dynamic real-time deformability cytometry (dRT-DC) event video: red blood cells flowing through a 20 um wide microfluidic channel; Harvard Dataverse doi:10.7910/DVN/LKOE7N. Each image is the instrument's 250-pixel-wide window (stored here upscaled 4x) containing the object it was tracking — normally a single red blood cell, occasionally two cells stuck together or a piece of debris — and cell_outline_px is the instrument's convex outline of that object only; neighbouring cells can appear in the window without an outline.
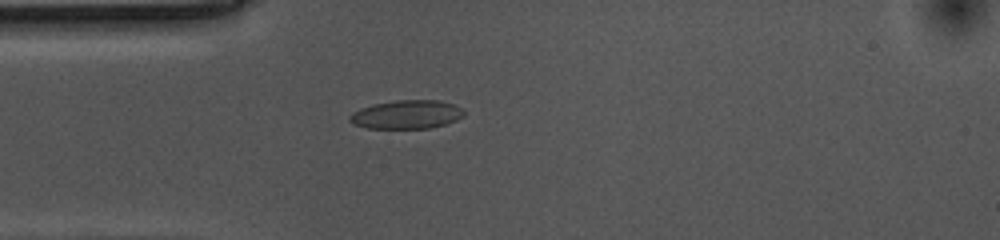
{"species": "common noctule bat (a hibernating species)", "species_latin": "Nyctalus noctula", "temperature_condition": "cold", "stored_images_in_passage": 25, "camera_frame_rate_fps": 3000, "um_per_image_px": 0.085, "animal": {"sex": "female", "body_mass_g": 10.0, "forearm_length_mm": 53.1}, "frame": {"image": 1, "passage_image": 3, "time_ms": 0.667, "image_size_px": [1000, 240], "cell_outline_px": [[464, 116], [456, 120], [444, 124], [428, 128], [368, 128], [352, 124], [348, 120], [348, 116], [352, 112], [360, 108], [372, 104], [396, 100], [440, 100], [456, 104], [464, 108]], "centroid_in_image_um": [34.56, 9.72], "position_along_channel_um": 50.4, "area_um2": 19.31}}
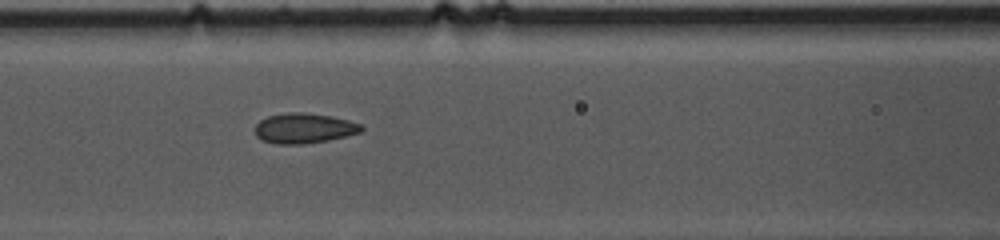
{"frame": {"image": 2, "passage_image": 11, "time_ms": 3.333, "image_size_px": [1000, 240], "cell_outline_px": [[364, 128], [360, 132], [328, 140], [304, 144], [276, 144], [264, 140], [256, 136], [256, 124], [260, 120], [268, 116], [292, 112], [304, 112], [332, 116], [348, 120], [360, 124]], "centroid_in_image_um": [25.84, 10.9], "position_along_channel_um": 140.8, "area_um2": 18.5}}
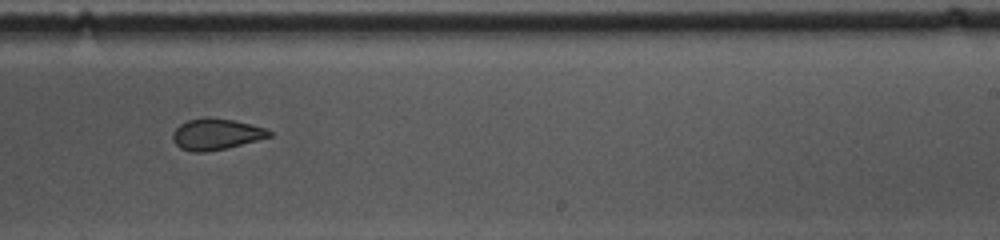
{"frame": {"image": 3, "passage_image": 22, "time_ms": 7.0, "image_size_px": [1000, 240], "cell_outline_px": [[272, 136], [228, 148], [204, 152], [192, 152], [180, 148], [172, 140], [172, 132], [180, 124], [188, 120], [204, 116], [208, 116], [232, 120], [264, 128], [272, 132]], "centroid_in_image_um": [18.32, 11.4], "position_along_channel_um": 270.7, "area_um2": 17.57}}